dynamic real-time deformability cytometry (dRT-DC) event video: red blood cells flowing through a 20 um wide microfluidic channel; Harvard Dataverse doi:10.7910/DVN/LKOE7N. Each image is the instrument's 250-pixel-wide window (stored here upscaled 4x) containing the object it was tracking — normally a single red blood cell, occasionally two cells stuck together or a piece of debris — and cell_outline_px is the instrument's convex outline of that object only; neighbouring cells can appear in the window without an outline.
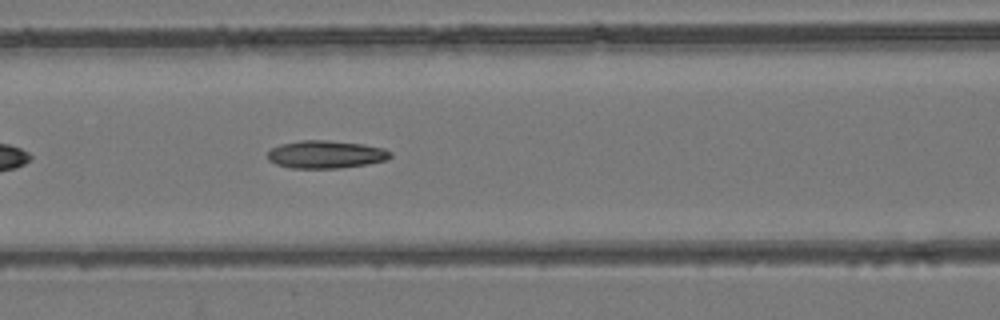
{"species": "common noctule bat (a hibernating species)", "species_latin": "Nyctalus noctula", "temperature_condition": "room temperature", "stored_images_in_passage": 39, "camera_frame_rate_fps": 3000, "um_per_image_px": 0.085, "animal": {"sex": "female", "body_mass_g": 24.6, "forearm_length_mm": 56.2}, "frame": {"image": 1, "passage_image": 10, "time_ms": 3.0, "image_size_px": [1000, 320], "cell_outline_px": [[392, 156], [388, 160], [368, 164], [340, 168], [292, 168], [276, 164], [268, 160], [268, 152], [272, 148], [280, 144], [300, 140], [328, 140], [364, 144], [384, 148], [392, 152]], "centroid_in_image_um": [27.73, 13.12], "position_along_channel_um": 138.9, "area_um2": 20.06}}
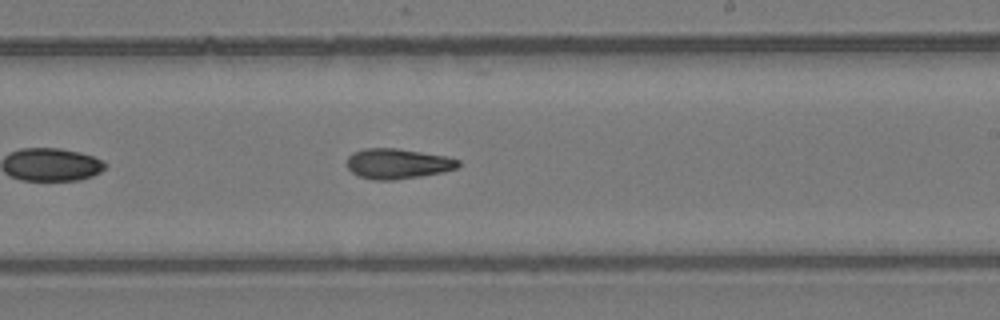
{"frame": {"image": 2, "passage_image": 19, "time_ms": 6.0, "image_size_px": [1000, 320], "cell_outline_px": [[460, 164], [456, 168], [444, 172], [396, 180], [372, 180], [360, 176], [352, 172], [348, 168], [348, 156], [352, 152], [364, 148], [396, 148], [444, 156], [460, 160]], "centroid_in_image_um": [33.78, 13.91], "position_along_channel_um": 255.2, "area_um2": 19.54}}
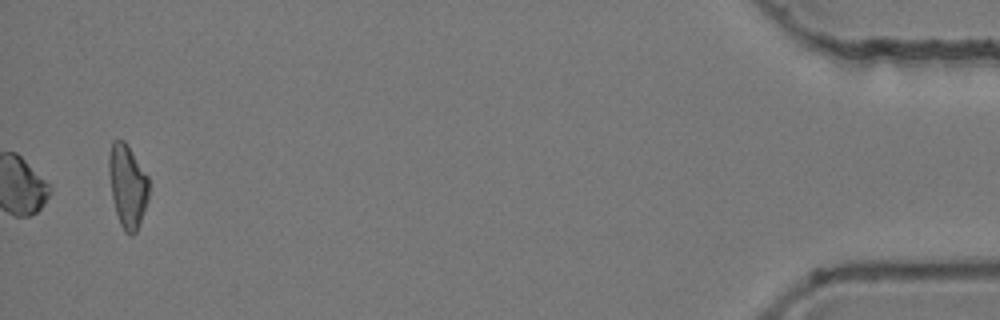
{"frame": {"image": 3, "passage_image": 39, "time_ms": 12.667, "image_size_px": [1000, 320], "cell_outline_px": [[148, 200], [140, 224], [136, 232], [132, 236], [124, 232], [120, 224], [116, 212], [112, 196], [108, 172], [108, 156], [112, 140], [124, 140], [148, 176]], "centroid_in_image_um": [10.83, 15.82], "position_along_channel_um": 424.4, "area_um2": 19.42}, "authors_computed_cell_mechanics": {"area_um2": 19.5364, "velocity_mm_per_s": 3.8906, "shape_relaxation_time_tau1_ms": null, "shape_relaxation_time_tau2_ms": 6.6128, "deformation_change_tau1": null, "deformation_change_tau2": 0.1671}}